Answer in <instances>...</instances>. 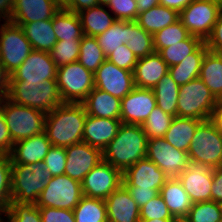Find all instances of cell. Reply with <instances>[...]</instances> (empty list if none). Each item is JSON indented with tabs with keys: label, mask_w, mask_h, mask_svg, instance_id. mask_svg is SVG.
I'll use <instances>...</instances> for the list:
<instances>
[{
	"label": "cell",
	"mask_w": 222,
	"mask_h": 222,
	"mask_svg": "<svg viewBox=\"0 0 222 222\" xmlns=\"http://www.w3.org/2000/svg\"><path fill=\"white\" fill-rule=\"evenodd\" d=\"M140 222H171V219H150V220H140Z\"/></svg>",
	"instance_id": "003e7915"
},
{
	"label": "cell",
	"mask_w": 222,
	"mask_h": 222,
	"mask_svg": "<svg viewBox=\"0 0 222 222\" xmlns=\"http://www.w3.org/2000/svg\"><path fill=\"white\" fill-rule=\"evenodd\" d=\"M179 20V13L173 9L158 5L138 14L136 22L145 31L154 35Z\"/></svg>",
	"instance_id": "1f68e13d"
},
{
	"label": "cell",
	"mask_w": 222,
	"mask_h": 222,
	"mask_svg": "<svg viewBox=\"0 0 222 222\" xmlns=\"http://www.w3.org/2000/svg\"><path fill=\"white\" fill-rule=\"evenodd\" d=\"M98 5V0H72L71 5L66 10L74 13H79L84 9H88Z\"/></svg>",
	"instance_id": "9f6ffc18"
},
{
	"label": "cell",
	"mask_w": 222,
	"mask_h": 222,
	"mask_svg": "<svg viewBox=\"0 0 222 222\" xmlns=\"http://www.w3.org/2000/svg\"><path fill=\"white\" fill-rule=\"evenodd\" d=\"M6 98L11 102L28 106L48 114L63 103L56 80L38 84L9 83Z\"/></svg>",
	"instance_id": "277c9868"
},
{
	"label": "cell",
	"mask_w": 222,
	"mask_h": 222,
	"mask_svg": "<svg viewBox=\"0 0 222 222\" xmlns=\"http://www.w3.org/2000/svg\"><path fill=\"white\" fill-rule=\"evenodd\" d=\"M15 0H0V21H10ZM2 18V19H1Z\"/></svg>",
	"instance_id": "91938a15"
},
{
	"label": "cell",
	"mask_w": 222,
	"mask_h": 222,
	"mask_svg": "<svg viewBox=\"0 0 222 222\" xmlns=\"http://www.w3.org/2000/svg\"><path fill=\"white\" fill-rule=\"evenodd\" d=\"M82 197L81 183L63 174L49 180L35 204L39 208L73 210Z\"/></svg>",
	"instance_id": "9c48e42d"
},
{
	"label": "cell",
	"mask_w": 222,
	"mask_h": 222,
	"mask_svg": "<svg viewBox=\"0 0 222 222\" xmlns=\"http://www.w3.org/2000/svg\"><path fill=\"white\" fill-rule=\"evenodd\" d=\"M75 222H108L103 199L83 196L73 209Z\"/></svg>",
	"instance_id": "e575fe53"
},
{
	"label": "cell",
	"mask_w": 222,
	"mask_h": 222,
	"mask_svg": "<svg viewBox=\"0 0 222 222\" xmlns=\"http://www.w3.org/2000/svg\"><path fill=\"white\" fill-rule=\"evenodd\" d=\"M106 59L124 70L134 71L138 58L133 54L126 44L110 53Z\"/></svg>",
	"instance_id": "c3c4849f"
},
{
	"label": "cell",
	"mask_w": 222,
	"mask_h": 222,
	"mask_svg": "<svg viewBox=\"0 0 222 222\" xmlns=\"http://www.w3.org/2000/svg\"><path fill=\"white\" fill-rule=\"evenodd\" d=\"M82 104L87 115L120 119L121 100L98 88H94Z\"/></svg>",
	"instance_id": "d4e9b609"
},
{
	"label": "cell",
	"mask_w": 222,
	"mask_h": 222,
	"mask_svg": "<svg viewBox=\"0 0 222 222\" xmlns=\"http://www.w3.org/2000/svg\"><path fill=\"white\" fill-rule=\"evenodd\" d=\"M66 151L64 147L52 146L44 158L43 164L52 177L63 175L66 167Z\"/></svg>",
	"instance_id": "bcb514c9"
},
{
	"label": "cell",
	"mask_w": 222,
	"mask_h": 222,
	"mask_svg": "<svg viewBox=\"0 0 222 222\" xmlns=\"http://www.w3.org/2000/svg\"><path fill=\"white\" fill-rule=\"evenodd\" d=\"M21 27L33 50L50 52L58 41L53 30L52 19L25 23Z\"/></svg>",
	"instance_id": "83f0119b"
},
{
	"label": "cell",
	"mask_w": 222,
	"mask_h": 222,
	"mask_svg": "<svg viewBox=\"0 0 222 222\" xmlns=\"http://www.w3.org/2000/svg\"><path fill=\"white\" fill-rule=\"evenodd\" d=\"M173 216L159 194L140 208V220L171 219Z\"/></svg>",
	"instance_id": "f6af8a7d"
},
{
	"label": "cell",
	"mask_w": 222,
	"mask_h": 222,
	"mask_svg": "<svg viewBox=\"0 0 222 222\" xmlns=\"http://www.w3.org/2000/svg\"><path fill=\"white\" fill-rule=\"evenodd\" d=\"M56 81L63 103H82L95 88L94 74L78 61L58 67Z\"/></svg>",
	"instance_id": "52a82bcc"
},
{
	"label": "cell",
	"mask_w": 222,
	"mask_h": 222,
	"mask_svg": "<svg viewBox=\"0 0 222 222\" xmlns=\"http://www.w3.org/2000/svg\"><path fill=\"white\" fill-rule=\"evenodd\" d=\"M193 0H160V5L173 9L180 13L186 8Z\"/></svg>",
	"instance_id": "680465c9"
},
{
	"label": "cell",
	"mask_w": 222,
	"mask_h": 222,
	"mask_svg": "<svg viewBox=\"0 0 222 222\" xmlns=\"http://www.w3.org/2000/svg\"><path fill=\"white\" fill-rule=\"evenodd\" d=\"M156 106L152 89L135 86L121 99L120 120L124 124L142 125Z\"/></svg>",
	"instance_id": "ac0fdd59"
},
{
	"label": "cell",
	"mask_w": 222,
	"mask_h": 222,
	"mask_svg": "<svg viewBox=\"0 0 222 222\" xmlns=\"http://www.w3.org/2000/svg\"><path fill=\"white\" fill-rule=\"evenodd\" d=\"M65 151L67 159L64 174L80 183L103 160L102 151L85 142L70 145Z\"/></svg>",
	"instance_id": "e0dca14e"
},
{
	"label": "cell",
	"mask_w": 222,
	"mask_h": 222,
	"mask_svg": "<svg viewBox=\"0 0 222 222\" xmlns=\"http://www.w3.org/2000/svg\"><path fill=\"white\" fill-rule=\"evenodd\" d=\"M6 156H7V155L0 150V162H1Z\"/></svg>",
	"instance_id": "89a4df30"
},
{
	"label": "cell",
	"mask_w": 222,
	"mask_h": 222,
	"mask_svg": "<svg viewBox=\"0 0 222 222\" xmlns=\"http://www.w3.org/2000/svg\"><path fill=\"white\" fill-rule=\"evenodd\" d=\"M104 201L108 222H140V207L123 184Z\"/></svg>",
	"instance_id": "44dd1931"
},
{
	"label": "cell",
	"mask_w": 222,
	"mask_h": 222,
	"mask_svg": "<svg viewBox=\"0 0 222 222\" xmlns=\"http://www.w3.org/2000/svg\"><path fill=\"white\" fill-rule=\"evenodd\" d=\"M111 0H98L99 5L108 6Z\"/></svg>",
	"instance_id": "a7ac6f4b"
},
{
	"label": "cell",
	"mask_w": 222,
	"mask_h": 222,
	"mask_svg": "<svg viewBox=\"0 0 222 222\" xmlns=\"http://www.w3.org/2000/svg\"><path fill=\"white\" fill-rule=\"evenodd\" d=\"M0 195H11V159L9 156L0 162Z\"/></svg>",
	"instance_id": "816d5d0a"
},
{
	"label": "cell",
	"mask_w": 222,
	"mask_h": 222,
	"mask_svg": "<svg viewBox=\"0 0 222 222\" xmlns=\"http://www.w3.org/2000/svg\"><path fill=\"white\" fill-rule=\"evenodd\" d=\"M123 184V172L107 161L99 162L81 182L83 196L105 200Z\"/></svg>",
	"instance_id": "7c38bea8"
},
{
	"label": "cell",
	"mask_w": 222,
	"mask_h": 222,
	"mask_svg": "<svg viewBox=\"0 0 222 222\" xmlns=\"http://www.w3.org/2000/svg\"><path fill=\"white\" fill-rule=\"evenodd\" d=\"M187 153L190 162L202 163L212 169L222 165V135L210 120L198 125Z\"/></svg>",
	"instance_id": "ba28073f"
},
{
	"label": "cell",
	"mask_w": 222,
	"mask_h": 222,
	"mask_svg": "<svg viewBox=\"0 0 222 222\" xmlns=\"http://www.w3.org/2000/svg\"><path fill=\"white\" fill-rule=\"evenodd\" d=\"M33 51L23 28L10 21L0 25V60L11 75Z\"/></svg>",
	"instance_id": "30bf717a"
},
{
	"label": "cell",
	"mask_w": 222,
	"mask_h": 222,
	"mask_svg": "<svg viewBox=\"0 0 222 222\" xmlns=\"http://www.w3.org/2000/svg\"><path fill=\"white\" fill-rule=\"evenodd\" d=\"M0 108L13 143L44 132L46 114L42 111L15 104L7 98L1 100Z\"/></svg>",
	"instance_id": "5b68a950"
},
{
	"label": "cell",
	"mask_w": 222,
	"mask_h": 222,
	"mask_svg": "<svg viewBox=\"0 0 222 222\" xmlns=\"http://www.w3.org/2000/svg\"><path fill=\"white\" fill-rule=\"evenodd\" d=\"M169 71V66L158 52L139 58L133 71L134 85L152 89Z\"/></svg>",
	"instance_id": "cb8c5ba5"
},
{
	"label": "cell",
	"mask_w": 222,
	"mask_h": 222,
	"mask_svg": "<svg viewBox=\"0 0 222 222\" xmlns=\"http://www.w3.org/2000/svg\"><path fill=\"white\" fill-rule=\"evenodd\" d=\"M52 25L58 41L81 40L84 35L78 14L66 9L59 10Z\"/></svg>",
	"instance_id": "d6a6232c"
},
{
	"label": "cell",
	"mask_w": 222,
	"mask_h": 222,
	"mask_svg": "<svg viewBox=\"0 0 222 222\" xmlns=\"http://www.w3.org/2000/svg\"><path fill=\"white\" fill-rule=\"evenodd\" d=\"M13 144L8 126L0 108V150L9 156L13 149Z\"/></svg>",
	"instance_id": "db71d44e"
},
{
	"label": "cell",
	"mask_w": 222,
	"mask_h": 222,
	"mask_svg": "<svg viewBox=\"0 0 222 222\" xmlns=\"http://www.w3.org/2000/svg\"><path fill=\"white\" fill-rule=\"evenodd\" d=\"M5 217L6 222H42L40 209L35 203L10 202Z\"/></svg>",
	"instance_id": "ee69618b"
},
{
	"label": "cell",
	"mask_w": 222,
	"mask_h": 222,
	"mask_svg": "<svg viewBox=\"0 0 222 222\" xmlns=\"http://www.w3.org/2000/svg\"><path fill=\"white\" fill-rule=\"evenodd\" d=\"M98 45L106 57L128 43V21L116 20L105 32L96 36Z\"/></svg>",
	"instance_id": "d590c367"
},
{
	"label": "cell",
	"mask_w": 222,
	"mask_h": 222,
	"mask_svg": "<svg viewBox=\"0 0 222 222\" xmlns=\"http://www.w3.org/2000/svg\"><path fill=\"white\" fill-rule=\"evenodd\" d=\"M157 106L174 117L177 116V104L180 86L167 73L153 88Z\"/></svg>",
	"instance_id": "836d02e7"
},
{
	"label": "cell",
	"mask_w": 222,
	"mask_h": 222,
	"mask_svg": "<svg viewBox=\"0 0 222 222\" xmlns=\"http://www.w3.org/2000/svg\"><path fill=\"white\" fill-rule=\"evenodd\" d=\"M107 8L111 9L116 20L136 21L138 17L135 0H111Z\"/></svg>",
	"instance_id": "7dc6e473"
},
{
	"label": "cell",
	"mask_w": 222,
	"mask_h": 222,
	"mask_svg": "<svg viewBox=\"0 0 222 222\" xmlns=\"http://www.w3.org/2000/svg\"><path fill=\"white\" fill-rule=\"evenodd\" d=\"M58 67L50 53L33 50L10 76V83L38 84L45 80H56Z\"/></svg>",
	"instance_id": "5bb4252c"
},
{
	"label": "cell",
	"mask_w": 222,
	"mask_h": 222,
	"mask_svg": "<svg viewBox=\"0 0 222 222\" xmlns=\"http://www.w3.org/2000/svg\"><path fill=\"white\" fill-rule=\"evenodd\" d=\"M171 222H191L188 216H173Z\"/></svg>",
	"instance_id": "03108f58"
},
{
	"label": "cell",
	"mask_w": 222,
	"mask_h": 222,
	"mask_svg": "<svg viewBox=\"0 0 222 222\" xmlns=\"http://www.w3.org/2000/svg\"><path fill=\"white\" fill-rule=\"evenodd\" d=\"M222 6L211 1L193 0L179 13V20L190 35L204 42L210 36Z\"/></svg>",
	"instance_id": "8fae6325"
},
{
	"label": "cell",
	"mask_w": 222,
	"mask_h": 222,
	"mask_svg": "<svg viewBox=\"0 0 222 222\" xmlns=\"http://www.w3.org/2000/svg\"><path fill=\"white\" fill-rule=\"evenodd\" d=\"M201 122L199 119L176 116L163 138L173 147L188 152L195 130Z\"/></svg>",
	"instance_id": "4316f807"
},
{
	"label": "cell",
	"mask_w": 222,
	"mask_h": 222,
	"mask_svg": "<svg viewBox=\"0 0 222 222\" xmlns=\"http://www.w3.org/2000/svg\"><path fill=\"white\" fill-rule=\"evenodd\" d=\"M86 116L82 103H62L46 114L44 132L52 146L66 148L83 142Z\"/></svg>",
	"instance_id": "6da1fadb"
},
{
	"label": "cell",
	"mask_w": 222,
	"mask_h": 222,
	"mask_svg": "<svg viewBox=\"0 0 222 222\" xmlns=\"http://www.w3.org/2000/svg\"><path fill=\"white\" fill-rule=\"evenodd\" d=\"M168 179L169 177L148 158L139 160L123 172L125 187L160 190Z\"/></svg>",
	"instance_id": "d6986e66"
},
{
	"label": "cell",
	"mask_w": 222,
	"mask_h": 222,
	"mask_svg": "<svg viewBox=\"0 0 222 222\" xmlns=\"http://www.w3.org/2000/svg\"><path fill=\"white\" fill-rule=\"evenodd\" d=\"M52 147L45 132L19 140L13 144L9 155L11 164H33L43 162Z\"/></svg>",
	"instance_id": "603a6c76"
},
{
	"label": "cell",
	"mask_w": 222,
	"mask_h": 222,
	"mask_svg": "<svg viewBox=\"0 0 222 222\" xmlns=\"http://www.w3.org/2000/svg\"><path fill=\"white\" fill-rule=\"evenodd\" d=\"M174 116L163 112L156 106L146 121L142 124L144 133L148 139L164 137L168 131Z\"/></svg>",
	"instance_id": "60d3db41"
},
{
	"label": "cell",
	"mask_w": 222,
	"mask_h": 222,
	"mask_svg": "<svg viewBox=\"0 0 222 222\" xmlns=\"http://www.w3.org/2000/svg\"><path fill=\"white\" fill-rule=\"evenodd\" d=\"M159 193L172 216H188L193 203L177 178H169Z\"/></svg>",
	"instance_id": "484cf974"
},
{
	"label": "cell",
	"mask_w": 222,
	"mask_h": 222,
	"mask_svg": "<svg viewBox=\"0 0 222 222\" xmlns=\"http://www.w3.org/2000/svg\"><path fill=\"white\" fill-rule=\"evenodd\" d=\"M136 204L141 208L152 198L159 195L160 190L138 189V187H126Z\"/></svg>",
	"instance_id": "f5cc1de1"
},
{
	"label": "cell",
	"mask_w": 222,
	"mask_h": 222,
	"mask_svg": "<svg viewBox=\"0 0 222 222\" xmlns=\"http://www.w3.org/2000/svg\"><path fill=\"white\" fill-rule=\"evenodd\" d=\"M81 40L57 41L50 56L57 67L76 62L79 59Z\"/></svg>",
	"instance_id": "b9f144b4"
},
{
	"label": "cell",
	"mask_w": 222,
	"mask_h": 222,
	"mask_svg": "<svg viewBox=\"0 0 222 222\" xmlns=\"http://www.w3.org/2000/svg\"><path fill=\"white\" fill-rule=\"evenodd\" d=\"M209 120L214 124L217 131L222 135V101L218 102L215 109L212 111Z\"/></svg>",
	"instance_id": "94428289"
},
{
	"label": "cell",
	"mask_w": 222,
	"mask_h": 222,
	"mask_svg": "<svg viewBox=\"0 0 222 222\" xmlns=\"http://www.w3.org/2000/svg\"><path fill=\"white\" fill-rule=\"evenodd\" d=\"M98 5L80 11L78 14L84 35L96 37L105 32L116 21L115 17Z\"/></svg>",
	"instance_id": "4dcf8cb0"
},
{
	"label": "cell",
	"mask_w": 222,
	"mask_h": 222,
	"mask_svg": "<svg viewBox=\"0 0 222 222\" xmlns=\"http://www.w3.org/2000/svg\"><path fill=\"white\" fill-rule=\"evenodd\" d=\"M211 200L222 203V165L213 168V183L211 185Z\"/></svg>",
	"instance_id": "11a10c76"
},
{
	"label": "cell",
	"mask_w": 222,
	"mask_h": 222,
	"mask_svg": "<svg viewBox=\"0 0 222 222\" xmlns=\"http://www.w3.org/2000/svg\"><path fill=\"white\" fill-rule=\"evenodd\" d=\"M126 45L138 59L155 52L153 35L145 31L136 21H128Z\"/></svg>",
	"instance_id": "8d00e7d4"
},
{
	"label": "cell",
	"mask_w": 222,
	"mask_h": 222,
	"mask_svg": "<svg viewBox=\"0 0 222 222\" xmlns=\"http://www.w3.org/2000/svg\"><path fill=\"white\" fill-rule=\"evenodd\" d=\"M208 50L217 54H222V11L218 15L210 36L205 41Z\"/></svg>",
	"instance_id": "f907efd6"
},
{
	"label": "cell",
	"mask_w": 222,
	"mask_h": 222,
	"mask_svg": "<svg viewBox=\"0 0 222 222\" xmlns=\"http://www.w3.org/2000/svg\"><path fill=\"white\" fill-rule=\"evenodd\" d=\"M10 74L6 71L3 63L0 60V97L6 98L8 93L9 83H10Z\"/></svg>",
	"instance_id": "6f0895ef"
},
{
	"label": "cell",
	"mask_w": 222,
	"mask_h": 222,
	"mask_svg": "<svg viewBox=\"0 0 222 222\" xmlns=\"http://www.w3.org/2000/svg\"><path fill=\"white\" fill-rule=\"evenodd\" d=\"M199 78L218 101H222V54L207 51L203 57Z\"/></svg>",
	"instance_id": "f1b7e54d"
},
{
	"label": "cell",
	"mask_w": 222,
	"mask_h": 222,
	"mask_svg": "<svg viewBox=\"0 0 222 222\" xmlns=\"http://www.w3.org/2000/svg\"><path fill=\"white\" fill-rule=\"evenodd\" d=\"M51 178L43 162L11 164L10 202L36 203Z\"/></svg>",
	"instance_id": "3957f363"
},
{
	"label": "cell",
	"mask_w": 222,
	"mask_h": 222,
	"mask_svg": "<svg viewBox=\"0 0 222 222\" xmlns=\"http://www.w3.org/2000/svg\"><path fill=\"white\" fill-rule=\"evenodd\" d=\"M177 179L189 194L192 203L211 201L213 169L198 162H190Z\"/></svg>",
	"instance_id": "2e32d148"
},
{
	"label": "cell",
	"mask_w": 222,
	"mask_h": 222,
	"mask_svg": "<svg viewBox=\"0 0 222 222\" xmlns=\"http://www.w3.org/2000/svg\"><path fill=\"white\" fill-rule=\"evenodd\" d=\"M188 217L191 222H222L221 205L212 200L193 203Z\"/></svg>",
	"instance_id": "7bdbcfd3"
},
{
	"label": "cell",
	"mask_w": 222,
	"mask_h": 222,
	"mask_svg": "<svg viewBox=\"0 0 222 222\" xmlns=\"http://www.w3.org/2000/svg\"><path fill=\"white\" fill-rule=\"evenodd\" d=\"M218 100L200 78L180 86L177 116L209 120Z\"/></svg>",
	"instance_id": "8992f818"
},
{
	"label": "cell",
	"mask_w": 222,
	"mask_h": 222,
	"mask_svg": "<svg viewBox=\"0 0 222 222\" xmlns=\"http://www.w3.org/2000/svg\"><path fill=\"white\" fill-rule=\"evenodd\" d=\"M11 201V195H0V222H3L4 219L2 215L6 216L8 209H9V203Z\"/></svg>",
	"instance_id": "be15d7a7"
},
{
	"label": "cell",
	"mask_w": 222,
	"mask_h": 222,
	"mask_svg": "<svg viewBox=\"0 0 222 222\" xmlns=\"http://www.w3.org/2000/svg\"><path fill=\"white\" fill-rule=\"evenodd\" d=\"M148 138L142 125L122 123L117 135L102 151L103 160L124 172L146 158Z\"/></svg>",
	"instance_id": "7a4b0ae2"
},
{
	"label": "cell",
	"mask_w": 222,
	"mask_h": 222,
	"mask_svg": "<svg viewBox=\"0 0 222 222\" xmlns=\"http://www.w3.org/2000/svg\"><path fill=\"white\" fill-rule=\"evenodd\" d=\"M137 3L138 14L160 5V0H135Z\"/></svg>",
	"instance_id": "6125c7cd"
},
{
	"label": "cell",
	"mask_w": 222,
	"mask_h": 222,
	"mask_svg": "<svg viewBox=\"0 0 222 222\" xmlns=\"http://www.w3.org/2000/svg\"><path fill=\"white\" fill-rule=\"evenodd\" d=\"M105 60L106 55L98 45L96 37L83 35L78 62L94 74Z\"/></svg>",
	"instance_id": "f35d334b"
},
{
	"label": "cell",
	"mask_w": 222,
	"mask_h": 222,
	"mask_svg": "<svg viewBox=\"0 0 222 222\" xmlns=\"http://www.w3.org/2000/svg\"><path fill=\"white\" fill-rule=\"evenodd\" d=\"M190 36L180 20L161 29L153 35L155 52L170 47L175 43L186 40Z\"/></svg>",
	"instance_id": "ab89813d"
},
{
	"label": "cell",
	"mask_w": 222,
	"mask_h": 222,
	"mask_svg": "<svg viewBox=\"0 0 222 222\" xmlns=\"http://www.w3.org/2000/svg\"><path fill=\"white\" fill-rule=\"evenodd\" d=\"M146 158L169 178H177L190 163L187 152L173 147L163 137L148 139Z\"/></svg>",
	"instance_id": "4fadbf2b"
},
{
	"label": "cell",
	"mask_w": 222,
	"mask_h": 222,
	"mask_svg": "<svg viewBox=\"0 0 222 222\" xmlns=\"http://www.w3.org/2000/svg\"><path fill=\"white\" fill-rule=\"evenodd\" d=\"M54 2L60 9H67L71 5L72 0H54Z\"/></svg>",
	"instance_id": "e7e4bbea"
},
{
	"label": "cell",
	"mask_w": 222,
	"mask_h": 222,
	"mask_svg": "<svg viewBox=\"0 0 222 222\" xmlns=\"http://www.w3.org/2000/svg\"><path fill=\"white\" fill-rule=\"evenodd\" d=\"M203 43L204 41L199 37L190 35L186 40L175 43L170 47L163 48L158 53L170 67L182 62L183 59L194 53Z\"/></svg>",
	"instance_id": "74e56055"
},
{
	"label": "cell",
	"mask_w": 222,
	"mask_h": 222,
	"mask_svg": "<svg viewBox=\"0 0 222 222\" xmlns=\"http://www.w3.org/2000/svg\"><path fill=\"white\" fill-rule=\"evenodd\" d=\"M94 85L121 100L135 87L133 71L121 69L106 59L94 73Z\"/></svg>",
	"instance_id": "9a60e30c"
},
{
	"label": "cell",
	"mask_w": 222,
	"mask_h": 222,
	"mask_svg": "<svg viewBox=\"0 0 222 222\" xmlns=\"http://www.w3.org/2000/svg\"><path fill=\"white\" fill-rule=\"evenodd\" d=\"M39 209L42 222H75L73 210L52 207Z\"/></svg>",
	"instance_id": "681fc988"
},
{
	"label": "cell",
	"mask_w": 222,
	"mask_h": 222,
	"mask_svg": "<svg viewBox=\"0 0 222 222\" xmlns=\"http://www.w3.org/2000/svg\"><path fill=\"white\" fill-rule=\"evenodd\" d=\"M208 47L204 42L194 53L187 56L177 65L170 66L168 73L172 79L182 86L194 79L199 78L201 64Z\"/></svg>",
	"instance_id": "f546056e"
},
{
	"label": "cell",
	"mask_w": 222,
	"mask_h": 222,
	"mask_svg": "<svg viewBox=\"0 0 222 222\" xmlns=\"http://www.w3.org/2000/svg\"><path fill=\"white\" fill-rule=\"evenodd\" d=\"M59 10L54 0H15L10 22L22 26L25 23L53 19Z\"/></svg>",
	"instance_id": "ffe728a7"
},
{
	"label": "cell",
	"mask_w": 222,
	"mask_h": 222,
	"mask_svg": "<svg viewBox=\"0 0 222 222\" xmlns=\"http://www.w3.org/2000/svg\"><path fill=\"white\" fill-rule=\"evenodd\" d=\"M206 1L215 2V3H217V4L222 6V0H206Z\"/></svg>",
	"instance_id": "2644e50d"
},
{
	"label": "cell",
	"mask_w": 222,
	"mask_h": 222,
	"mask_svg": "<svg viewBox=\"0 0 222 222\" xmlns=\"http://www.w3.org/2000/svg\"><path fill=\"white\" fill-rule=\"evenodd\" d=\"M121 124L120 119L87 115L84 123L83 142L103 151L117 135Z\"/></svg>",
	"instance_id": "7402d4cb"
}]
</instances>
